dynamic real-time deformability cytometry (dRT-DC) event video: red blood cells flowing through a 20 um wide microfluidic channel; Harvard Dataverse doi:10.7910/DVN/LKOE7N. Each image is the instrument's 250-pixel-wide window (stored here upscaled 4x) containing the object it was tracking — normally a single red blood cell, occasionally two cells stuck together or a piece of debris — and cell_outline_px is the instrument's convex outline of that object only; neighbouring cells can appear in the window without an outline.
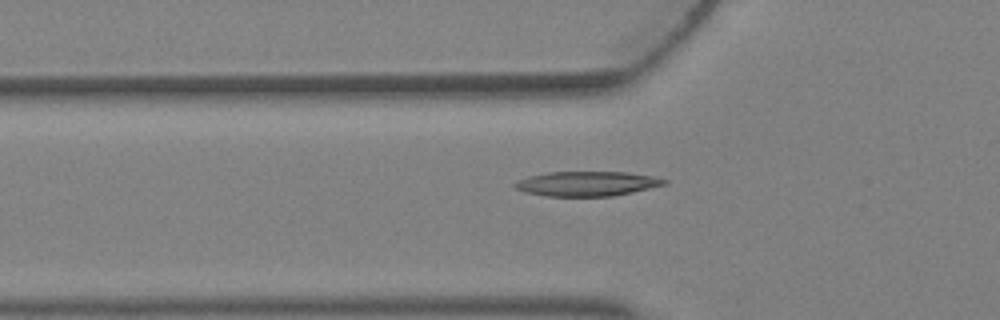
{"species": "Egyptian fruit bat (a non-hibernating species)", "species_latin": "Rousettus aegyptiacus", "temperature_condition": "warm", "stored_images_in_passage": 4, "camera_frame_rate_fps": 3000, "um_per_image_px": 0.085, "animal": {"sex": "female"}, "frame": {"image": 1, "passage_image": 4, "time_ms": 1.0, "image_size_px": [1000, 320], "cell_outline_px": [[668, 184], [632, 192], [612, 196], [544, 196], [524, 192], [516, 188], [512, 184], [528, 176], [548, 172], [628, 172], [652, 176], [668, 180]], "centroid_in_image_um": [49.9, 15.61], "position_along_channel_um": 75.9, "area_um2": 21.5}}